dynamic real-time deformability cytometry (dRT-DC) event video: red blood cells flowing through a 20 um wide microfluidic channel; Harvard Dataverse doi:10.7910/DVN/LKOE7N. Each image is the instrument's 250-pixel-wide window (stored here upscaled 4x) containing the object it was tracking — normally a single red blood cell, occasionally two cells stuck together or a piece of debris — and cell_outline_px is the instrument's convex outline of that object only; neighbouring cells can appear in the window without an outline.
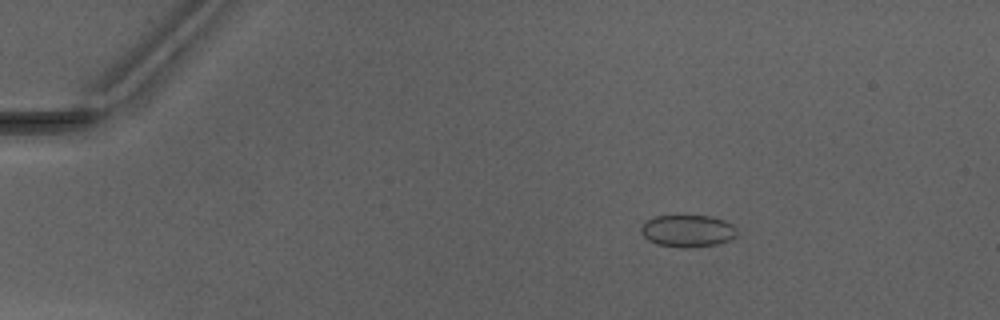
{"species": "Egyptian fruit bat (a non-hibernating species)", "species_latin": "Rousettus aegyptiacus", "temperature_condition": "warm", "stored_images_in_passage": 48, "camera_frame_rate_fps": 3000, "um_per_image_px": 0.085, "animal": {"sex": "male"}, "frame": {"image": 1, "passage_image": 8, "time_ms": 2.333, "image_size_px": [1000, 320], "cell_outline_px": [[736, 236], [728, 240], [716, 244], [688, 248], [656, 244], [648, 240], [640, 232], [640, 228], [652, 216], [712, 216], [724, 220], [732, 224], [736, 228]], "centroid_in_image_um": [58.44, 19.62], "position_along_channel_um": 26.6, "area_um2": 17.86}}
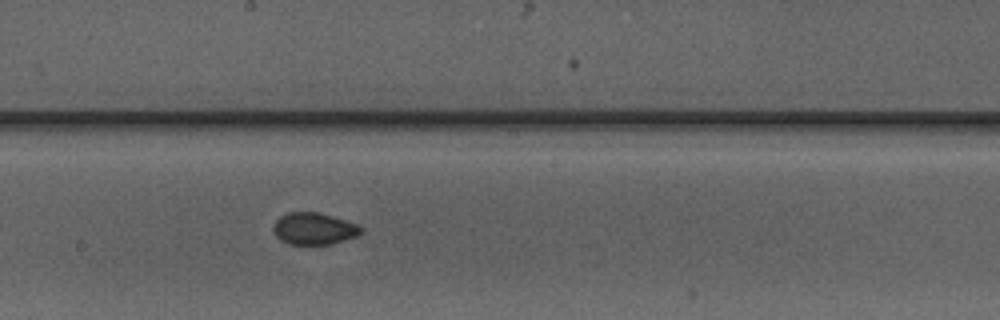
{"frame": {"image": 2, "passage_image": 28, "time_ms": 9.0, "image_size_px": [1000, 320], "cell_outline_px": [[364, 228], [356, 236], [332, 244], [288, 244], [280, 240], [276, 236], [272, 228], [276, 220], [280, 216], [288, 212], [320, 212], [356, 224]], "centroid_in_image_um": [26.65, 19.43], "position_along_channel_um": 221.5, "area_um2": 16.24}}
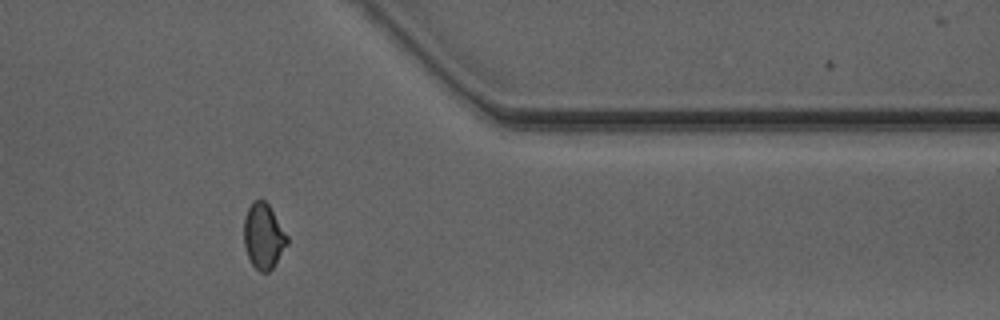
{"frame": {"image": 3, "passage_image": 41, "time_ms": 13.333, "image_size_px": [1000, 320], "cell_outline_px": [[288, 244], [272, 268], [268, 272], [260, 272], [252, 264], [248, 256], [244, 244], [244, 220], [248, 208], [252, 200], [264, 200], [268, 204], [288, 236]], "centroid_in_image_um": [22.4, 20.07], "position_along_channel_um": 389.0, "area_um2": 16.3}, "authors_computed_cell_mechanics": {"area_um2": 16.7909, "velocity_mm_per_s": 4.1694, "shape_relaxation_time_tau1_ms": null, "shape_relaxation_time_tau2_ms": 1.4956, "deformation_change_tau1": null, "deformation_change_tau2": 0.0513}}